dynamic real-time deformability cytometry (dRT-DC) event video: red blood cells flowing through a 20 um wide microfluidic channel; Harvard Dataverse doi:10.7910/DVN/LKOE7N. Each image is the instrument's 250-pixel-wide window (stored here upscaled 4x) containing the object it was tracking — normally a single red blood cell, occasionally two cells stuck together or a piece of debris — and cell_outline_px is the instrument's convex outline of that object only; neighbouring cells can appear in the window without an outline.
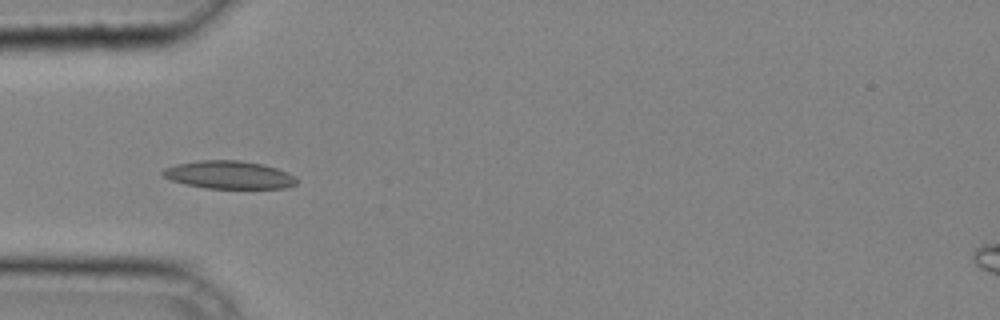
{"species": "common noctule bat (a hibernating species)", "species_latin": "Nyctalus noctula", "temperature_condition": "cold", "stored_images_in_passage": 40, "camera_frame_rate_fps": 3000, "um_per_image_px": 0.085, "animal": {"sex": "male", "body_mass_g": 20.4}, "frame": {"image": 1, "passage_image": 12, "time_ms": 3.667, "image_size_px": [1000, 320], "cell_outline_px": [[300, 180], [296, 184], [284, 188], [204, 188], [184, 184], [172, 180], [164, 176], [160, 172], [164, 168], [176, 164], [200, 160], [240, 160], [264, 164], [288, 172]], "centroid_in_image_um": [19.48, 14.86], "position_along_channel_um": 65.5, "area_um2": 21.91}}